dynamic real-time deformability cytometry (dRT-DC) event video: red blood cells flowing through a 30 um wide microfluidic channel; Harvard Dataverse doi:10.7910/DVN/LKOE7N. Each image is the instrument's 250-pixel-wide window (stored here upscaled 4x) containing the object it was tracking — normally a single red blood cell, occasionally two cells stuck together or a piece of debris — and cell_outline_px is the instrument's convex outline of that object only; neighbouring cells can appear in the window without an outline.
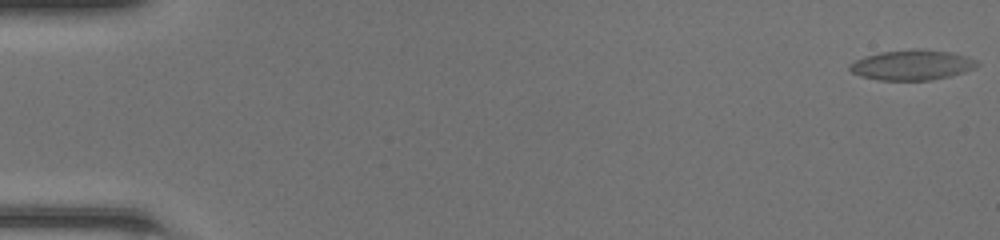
{"species": "common noctule bat (a hibernating species)", "species_latin": "Nyctalus noctula", "temperature_condition": "room temperature", "stored_images_in_passage": 49, "camera_frame_rate_fps": 3000, "um_per_image_px": 0.085, "animal": {"sex": "female", "body_mass_g": 20.0, "forearm_length_mm": 54.0}, "frame": {"image": 1, "passage_image": 1, "time_ms": 0.0, "image_size_px": [1000, 240], "cell_outline_px": [[980, 64], [976, 68], [964, 72], [932, 80], [880, 80], [860, 76], [852, 72], [848, 68], [848, 64], [864, 56], [884, 52], [916, 48], [920, 48], [948, 52], [964, 56], [976, 60]], "centroid_in_image_um": [77.51, 5.52], "position_along_channel_um": 7.5, "area_um2": 22.31}}
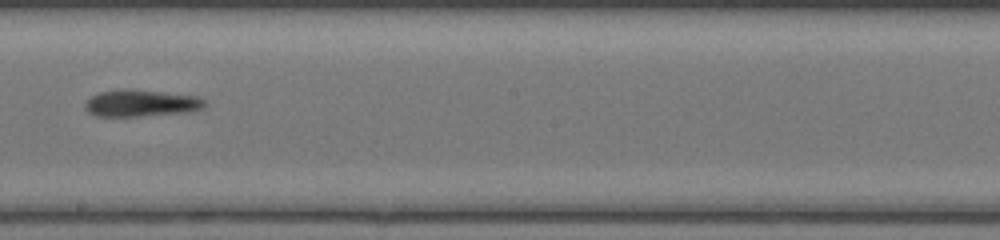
{"frame": {"image": 2, "passage_image": 29, "time_ms": 9.333, "image_size_px": [1000, 240], "cell_outline_px": [[208, 104], [204, 108], [196, 112], [140, 116], [96, 116], [88, 112], [84, 108], [84, 104], [92, 96], [100, 92], [120, 88], [128, 88], [200, 96], [208, 100]], "centroid_in_image_um": [12.1, 8.76], "position_along_channel_um": 236.1, "area_um2": 19.36}}
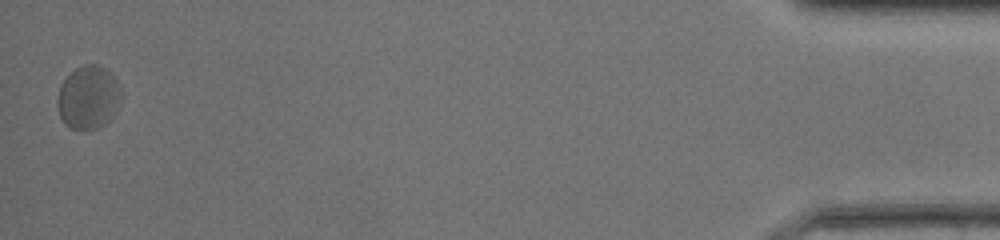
{"frame": {"image": 3, "passage_image": 49, "time_ms": 16.0, "image_size_px": [1000, 240], "cell_outline_px": [[120, 104], [116, 112], [100, 128], [72, 128], [64, 124], [60, 116], [56, 104], [56, 100], [60, 88], [64, 80], [76, 68], [84, 64], [100, 64], [116, 80], [120, 88]], "centroid_in_image_um": [7.5, 8.28], "position_along_channel_um": 427.7, "area_um2": 23.29}}